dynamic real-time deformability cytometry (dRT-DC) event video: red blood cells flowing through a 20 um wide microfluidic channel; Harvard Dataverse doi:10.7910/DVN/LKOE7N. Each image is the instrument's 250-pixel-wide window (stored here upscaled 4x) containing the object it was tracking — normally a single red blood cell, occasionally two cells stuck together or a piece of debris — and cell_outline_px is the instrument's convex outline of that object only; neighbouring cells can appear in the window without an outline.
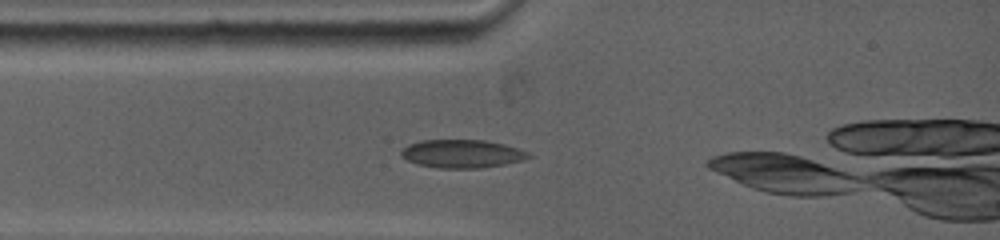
{"species": "common noctule bat (a hibernating species)", "species_latin": "Nyctalus noctula", "temperature_condition": "warm", "stored_images_in_passage": 35, "camera_frame_rate_fps": 5000, "um_per_image_px": 0.085, "animal": {"sex": "female", "body_mass_g": 19.0, "forearm_length_mm": 53.3}, "frame": {"image": 1, "passage_image": 3, "time_ms": 0.8, "image_size_px": [1000, 240], "cell_outline_px": [[532, 156], [520, 160], [504, 164], [480, 168], [436, 168], [416, 164], [400, 156], [400, 152], [408, 144], [420, 140], [484, 140], [504, 144], [528, 152]], "centroid_in_image_um": [39.22, 13.07], "position_along_channel_um": 45.8, "area_um2": 20.87}}
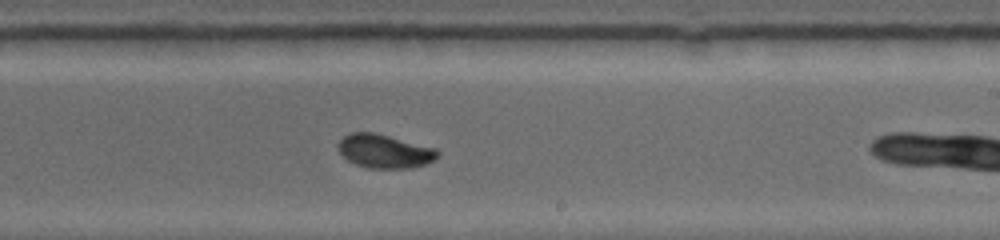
{"frame": {"image": 2, "passage_image": 21, "time_ms": 6.2, "image_size_px": [1000, 240], "cell_outline_px": [[440, 156], [424, 164], [412, 168], [368, 168], [356, 164], [348, 160], [336, 148], [336, 144], [344, 136], [352, 132], [372, 132], [436, 148], [440, 152]], "centroid_in_image_um": [32.67, 12.85], "position_along_channel_um": 256.3, "area_um2": 19.42}}
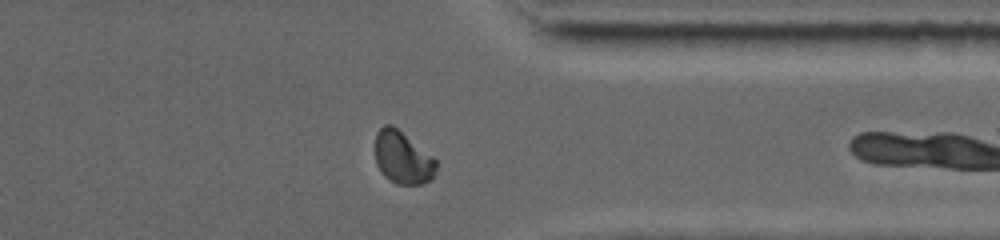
{"frame": {"image": 3, "passage_image": 33, "time_ms": 9.4, "image_size_px": [1000, 240], "cell_outline_px": [[436, 168], [432, 180], [420, 184], [396, 184], [384, 176], [376, 164], [376, 132], [384, 124], [392, 124], [432, 156], [436, 160]], "centroid_in_image_um": [34.22, 13.4], "position_along_channel_um": 377.2, "area_um2": 18.55}}